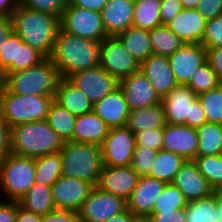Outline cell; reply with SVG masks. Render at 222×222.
Listing matches in <instances>:
<instances>
[{
    "mask_svg": "<svg viewBox=\"0 0 222 222\" xmlns=\"http://www.w3.org/2000/svg\"><path fill=\"white\" fill-rule=\"evenodd\" d=\"M198 135L196 128L184 124L166 123L163 128V149L194 160L197 155Z\"/></svg>",
    "mask_w": 222,
    "mask_h": 222,
    "instance_id": "cell-16",
    "label": "cell"
},
{
    "mask_svg": "<svg viewBox=\"0 0 222 222\" xmlns=\"http://www.w3.org/2000/svg\"><path fill=\"white\" fill-rule=\"evenodd\" d=\"M68 0H18V5L33 11H41L61 18Z\"/></svg>",
    "mask_w": 222,
    "mask_h": 222,
    "instance_id": "cell-44",
    "label": "cell"
},
{
    "mask_svg": "<svg viewBox=\"0 0 222 222\" xmlns=\"http://www.w3.org/2000/svg\"><path fill=\"white\" fill-rule=\"evenodd\" d=\"M67 79L94 104L119 87V81L100 65L78 71Z\"/></svg>",
    "mask_w": 222,
    "mask_h": 222,
    "instance_id": "cell-12",
    "label": "cell"
},
{
    "mask_svg": "<svg viewBox=\"0 0 222 222\" xmlns=\"http://www.w3.org/2000/svg\"><path fill=\"white\" fill-rule=\"evenodd\" d=\"M185 222H218L216 190L210 196L188 202Z\"/></svg>",
    "mask_w": 222,
    "mask_h": 222,
    "instance_id": "cell-35",
    "label": "cell"
},
{
    "mask_svg": "<svg viewBox=\"0 0 222 222\" xmlns=\"http://www.w3.org/2000/svg\"><path fill=\"white\" fill-rule=\"evenodd\" d=\"M10 153V127L0 114V160Z\"/></svg>",
    "mask_w": 222,
    "mask_h": 222,
    "instance_id": "cell-53",
    "label": "cell"
},
{
    "mask_svg": "<svg viewBox=\"0 0 222 222\" xmlns=\"http://www.w3.org/2000/svg\"><path fill=\"white\" fill-rule=\"evenodd\" d=\"M158 151L143 146H135L131 168L134 169L139 176L147 175L152 168L153 162Z\"/></svg>",
    "mask_w": 222,
    "mask_h": 222,
    "instance_id": "cell-43",
    "label": "cell"
},
{
    "mask_svg": "<svg viewBox=\"0 0 222 222\" xmlns=\"http://www.w3.org/2000/svg\"><path fill=\"white\" fill-rule=\"evenodd\" d=\"M139 70L148 78L161 99L178 85L168 56L152 54L140 63Z\"/></svg>",
    "mask_w": 222,
    "mask_h": 222,
    "instance_id": "cell-19",
    "label": "cell"
},
{
    "mask_svg": "<svg viewBox=\"0 0 222 222\" xmlns=\"http://www.w3.org/2000/svg\"><path fill=\"white\" fill-rule=\"evenodd\" d=\"M64 140L46 120L20 124L10 128V153L23 157H39L58 153Z\"/></svg>",
    "mask_w": 222,
    "mask_h": 222,
    "instance_id": "cell-3",
    "label": "cell"
},
{
    "mask_svg": "<svg viewBox=\"0 0 222 222\" xmlns=\"http://www.w3.org/2000/svg\"><path fill=\"white\" fill-rule=\"evenodd\" d=\"M62 175V156L60 152L35 158V183L52 186Z\"/></svg>",
    "mask_w": 222,
    "mask_h": 222,
    "instance_id": "cell-34",
    "label": "cell"
},
{
    "mask_svg": "<svg viewBox=\"0 0 222 222\" xmlns=\"http://www.w3.org/2000/svg\"><path fill=\"white\" fill-rule=\"evenodd\" d=\"M196 10L206 19H213L222 13V0H200Z\"/></svg>",
    "mask_w": 222,
    "mask_h": 222,
    "instance_id": "cell-49",
    "label": "cell"
},
{
    "mask_svg": "<svg viewBox=\"0 0 222 222\" xmlns=\"http://www.w3.org/2000/svg\"><path fill=\"white\" fill-rule=\"evenodd\" d=\"M13 33V24L10 17H0V52L9 36Z\"/></svg>",
    "mask_w": 222,
    "mask_h": 222,
    "instance_id": "cell-56",
    "label": "cell"
},
{
    "mask_svg": "<svg viewBox=\"0 0 222 222\" xmlns=\"http://www.w3.org/2000/svg\"><path fill=\"white\" fill-rule=\"evenodd\" d=\"M182 9L180 0H161L159 13L162 25H167Z\"/></svg>",
    "mask_w": 222,
    "mask_h": 222,
    "instance_id": "cell-47",
    "label": "cell"
},
{
    "mask_svg": "<svg viewBox=\"0 0 222 222\" xmlns=\"http://www.w3.org/2000/svg\"><path fill=\"white\" fill-rule=\"evenodd\" d=\"M183 9H196L200 0H180Z\"/></svg>",
    "mask_w": 222,
    "mask_h": 222,
    "instance_id": "cell-61",
    "label": "cell"
},
{
    "mask_svg": "<svg viewBox=\"0 0 222 222\" xmlns=\"http://www.w3.org/2000/svg\"><path fill=\"white\" fill-rule=\"evenodd\" d=\"M134 0H108L101 10L107 36L117 37L133 26Z\"/></svg>",
    "mask_w": 222,
    "mask_h": 222,
    "instance_id": "cell-23",
    "label": "cell"
},
{
    "mask_svg": "<svg viewBox=\"0 0 222 222\" xmlns=\"http://www.w3.org/2000/svg\"><path fill=\"white\" fill-rule=\"evenodd\" d=\"M119 87L124 93L130 111L161 103V98L151 82L140 70L120 80Z\"/></svg>",
    "mask_w": 222,
    "mask_h": 222,
    "instance_id": "cell-15",
    "label": "cell"
},
{
    "mask_svg": "<svg viewBox=\"0 0 222 222\" xmlns=\"http://www.w3.org/2000/svg\"><path fill=\"white\" fill-rule=\"evenodd\" d=\"M196 98L197 95L187 85H177L161 99L166 123L186 125V119H190L191 103Z\"/></svg>",
    "mask_w": 222,
    "mask_h": 222,
    "instance_id": "cell-24",
    "label": "cell"
},
{
    "mask_svg": "<svg viewBox=\"0 0 222 222\" xmlns=\"http://www.w3.org/2000/svg\"><path fill=\"white\" fill-rule=\"evenodd\" d=\"M93 112L98 115L109 128L126 126L129 107L120 87L107 94L93 104Z\"/></svg>",
    "mask_w": 222,
    "mask_h": 222,
    "instance_id": "cell-21",
    "label": "cell"
},
{
    "mask_svg": "<svg viewBox=\"0 0 222 222\" xmlns=\"http://www.w3.org/2000/svg\"><path fill=\"white\" fill-rule=\"evenodd\" d=\"M60 29L68 34L99 42L108 37L100 12L69 3L60 18Z\"/></svg>",
    "mask_w": 222,
    "mask_h": 222,
    "instance_id": "cell-8",
    "label": "cell"
},
{
    "mask_svg": "<svg viewBox=\"0 0 222 222\" xmlns=\"http://www.w3.org/2000/svg\"><path fill=\"white\" fill-rule=\"evenodd\" d=\"M109 127L93 111L76 116L73 141L101 146L108 135Z\"/></svg>",
    "mask_w": 222,
    "mask_h": 222,
    "instance_id": "cell-25",
    "label": "cell"
},
{
    "mask_svg": "<svg viewBox=\"0 0 222 222\" xmlns=\"http://www.w3.org/2000/svg\"><path fill=\"white\" fill-rule=\"evenodd\" d=\"M216 205L218 213V222H222V190H216Z\"/></svg>",
    "mask_w": 222,
    "mask_h": 222,
    "instance_id": "cell-60",
    "label": "cell"
},
{
    "mask_svg": "<svg viewBox=\"0 0 222 222\" xmlns=\"http://www.w3.org/2000/svg\"><path fill=\"white\" fill-rule=\"evenodd\" d=\"M206 115L198 98L191 103L190 119H186V125L192 128H198L206 123Z\"/></svg>",
    "mask_w": 222,
    "mask_h": 222,
    "instance_id": "cell-51",
    "label": "cell"
},
{
    "mask_svg": "<svg viewBox=\"0 0 222 222\" xmlns=\"http://www.w3.org/2000/svg\"><path fill=\"white\" fill-rule=\"evenodd\" d=\"M199 172L214 190H222V158L220 155L196 156Z\"/></svg>",
    "mask_w": 222,
    "mask_h": 222,
    "instance_id": "cell-37",
    "label": "cell"
},
{
    "mask_svg": "<svg viewBox=\"0 0 222 222\" xmlns=\"http://www.w3.org/2000/svg\"><path fill=\"white\" fill-rule=\"evenodd\" d=\"M74 116L93 111L92 102L67 78H60L54 99Z\"/></svg>",
    "mask_w": 222,
    "mask_h": 222,
    "instance_id": "cell-26",
    "label": "cell"
},
{
    "mask_svg": "<svg viewBox=\"0 0 222 222\" xmlns=\"http://www.w3.org/2000/svg\"><path fill=\"white\" fill-rule=\"evenodd\" d=\"M18 211V201L0 199V222H15Z\"/></svg>",
    "mask_w": 222,
    "mask_h": 222,
    "instance_id": "cell-52",
    "label": "cell"
},
{
    "mask_svg": "<svg viewBox=\"0 0 222 222\" xmlns=\"http://www.w3.org/2000/svg\"><path fill=\"white\" fill-rule=\"evenodd\" d=\"M5 75L6 89L13 94L51 96L54 99L61 78L49 57L36 66Z\"/></svg>",
    "mask_w": 222,
    "mask_h": 222,
    "instance_id": "cell-5",
    "label": "cell"
},
{
    "mask_svg": "<svg viewBox=\"0 0 222 222\" xmlns=\"http://www.w3.org/2000/svg\"><path fill=\"white\" fill-rule=\"evenodd\" d=\"M19 206L26 211L44 216L55 210L51 186L35 183L29 191L18 200Z\"/></svg>",
    "mask_w": 222,
    "mask_h": 222,
    "instance_id": "cell-29",
    "label": "cell"
},
{
    "mask_svg": "<svg viewBox=\"0 0 222 222\" xmlns=\"http://www.w3.org/2000/svg\"><path fill=\"white\" fill-rule=\"evenodd\" d=\"M42 222H79V213L70 210L55 209L43 216Z\"/></svg>",
    "mask_w": 222,
    "mask_h": 222,
    "instance_id": "cell-50",
    "label": "cell"
},
{
    "mask_svg": "<svg viewBox=\"0 0 222 222\" xmlns=\"http://www.w3.org/2000/svg\"><path fill=\"white\" fill-rule=\"evenodd\" d=\"M149 222H185V209L172 211H152L147 217Z\"/></svg>",
    "mask_w": 222,
    "mask_h": 222,
    "instance_id": "cell-48",
    "label": "cell"
},
{
    "mask_svg": "<svg viewBox=\"0 0 222 222\" xmlns=\"http://www.w3.org/2000/svg\"><path fill=\"white\" fill-rule=\"evenodd\" d=\"M108 0H68L70 5L101 12Z\"/></svg>",
    "mask_w": 222,
    "mask_h": 222,
    "instance_id": "cell-55",
    "label": "cell"
},
{
    "mask_svg": "<svg viewBox=\"0 0 222 222\" xmlns=\"http://www.w3.org/2000/svg\"><path fill=\"white\" fill-rule=\"evenodd\" d=\"M94 187L88 181L61 175L51 186L55 209L78 212Z\"/></svg>",
    "mask_w": 222,
    "mask_h": 222,
    "instance_id": "cell-13",
    "label": "cell"
},
{
    "mask_svg": "<svg viewBox=\"0 0 222 222\" xmlns=\"http://www.w3.org/2000/svg\"><path fill=\"white\" fill-rule=\"evenodd\" d=\"M22 39L14 32L9 36L0 52V68L5 73L16 72L17 44H22Z\"/></svg>",
    "mask_w": 222,
    "mask_h": 222,
    "instance_id": "cell-42",
    "label": "cell"
},
{
    "mask_svg": "<svg viewBox=\"0 0 222 222\" xmlns=\"http://www.w3.org/2000/svg\"><path fill=\"white\" fill-rule=\"evenodd\" d=\"M219 84L221 83L217 78L216 72L210 66L209 62L206 61L193 72L187 86L198 96L201 93L216 88Z\"/></svg>",
    "mask_w": 222,
    "mask_h": 222,
    "instance_id": "cell-40",
    "label": "cell"
},
{
    "mask_svg": "<svg viewBox=\"0 0 222 222\" xmlns=\"http://www.w3.org/2000/svg\"><path fill=\"white\" fill-rule=\"evenodd\" d=\"M10 18L13 32L23 42L36 48L46 57L51 56L60 29L59 17L17 5Z\"/></svg>",
    "mask_w": 222,
    "mask_h": 222,
    "instance_id": "cell-2",
    "label": "cell"
},
{
    "mask_svg": "<svg viewBox=\"0 0 222 222\" xmlns=\"http://www.w3.org/2000/svg\"><path fill=\"white\" fill-rule=\"evenodd\" d=\"M166 183L148 175L140 176L136 187L127 200V209L135 217H148L157 197L162 192Z\"/></svg>",
    "mask_w": 222,
    "mask_h": 222,
    "instance_id": "cell-17",
    "label": "cell"
},
{
    "mask_svg": "<svg viewBox=\"0 0 222 222\" xmlns=\"http://www.w3.org/2000/svg\"><path fill=\"white\" fill-rule=\"evenodd\" d=\"M165 125V110L162 103L131 110L126 123V127L133 133L145 129L164 128Z\"/></svg>",
    "mask_w": 222,
    "mask_h": 222,
    "instance_id": "cell-27",
    "label": "cell"
},
{
    "mask_svg": "<svg viewBox=\"0 0 222 222\" xmlns=\"http://www.w3.org/2000/svg\"><path fill=\"white\" fill-rule=\"evenodd\" d=\"M188 204L183 192L172 183L165 184L157 197L152 211L185 209Z\"/></svg>",
    "mask_w": 222,
    "mask_h": 222,
    "instance_id": "cell-38",
    "label": "cell"
},
{
    "mask_svg": "<svg viewBox=\"0 0 222 222\" xmlns=\"http://www.w3.org/2000/svg\"><path fill=\"white\" fill-rule=\"evenodd\" d=\"M134 217L135 216L128 209H126L121 213L113 215L105 222H131Z\"/></svg>",
    "mask_w": 222,
    "mask_h": 222,
    "instance_id": "cell-59",
    "label": "cell"
},
{
    "mask_svg": "<svg viewBox=\"0 0 222 222\" xmlns=\"http://www.w3.org/2000/svg\"><path fill=\"white\" fill-rule=\"evenodd\" d=\"M206 22L196 9H182L166 26L183 43L202 44Z\"/></svg>",
    "mask_w": 222,
    "mask_h": 222,
    "instance_id": "cell-22",
    "label": "cell"
},
{
    "mask_svg": "<svg viewBox=\"0 0 222 222\" xmlns=\"http://www.w3.org/2000/svg\"><path fill=\"white\" fill-rule=\"evenodd\" d=\"M153 54L170 56L184 43L166 25L149 30Z\"/></svg>",
    "mask_w": 222,
    "mask_h": 222,
    "instance_id": "cell-36",
    "label": "cell"
},
{
    "mask_svg": "<svg viewBox=\"0 0 222 222\" xmlns=\"http://www.w3.org/2000/svg\"><path fill=\"white\" fill-rule=\"evenodd\" d=\"M54 101L51 96H24L13 94L6 88L0 98V114L9 127L46 120L50 104Z\"/></svg>",
    "mask_w": 222,
    "mask_h": 222,
    "instance_id": "cell-7",
    "label": "cell"
},
{
    "mask_svg": "<svg viewBox=\"0 0 222 222\" xmlns=\"http://www.w3.org/2000/svg\"><path fill=\"white\" fill-rule=\"evenodd\" d=\"M197 98L204 109L207 122L222 124V83L216 88L199 94Z\"/></svg>",
    "mask_w": 222,
    "mask_h": 222,
    "instance_id": "cell-39",
    "label": "cell"
},
{
    "mask_svg": "<svg viewBox=\"0 0 222 222\" xmlns=\"http://www.w3.org/2000/svg\"><path fill=\"white\" fill-rule=\"evenodd\" d=\"M172 184L183 192L188 202L208 197L215 191L199 172L193 160L184 162L176 173Z\"/></svg>",
    "mask_w": 222,
    "mask_h": 222,
    "instance_id": "cell-20",
    "label": "cell"
},
{
    "mask_svg": "<svg viewBox=\"0 0 222 222\" xmlns=\"http://www.w3.org/2000/svg\"><path fill=\"white\" fill-rule=\"evenodd\" d=\"M126 209L127 201L125 199L102 191L95 186L78 211L79 222H105Z\"/></svg>",
    "mask_w": 222,
    "mask_h": 222,
    "instance_id": "cell-10",
    "label": "cell"
},
{
    "mask_svg": "<svg viewBox=\"0 0 222 222\" xmlns=\"http://www.w3.org/2000/svg\"><path fill=\"white\" fill-rule=\"evenodd\" d=\"M117 37L139 64L153 54L149 30L131 26Z\"/></svg>",
    "mask_w": 222,
    "mask_h": 222,
    "instance_id": "cell-28",
    "label": "cell"
},
{
    "mask_svg": "<svg viewBox=\"0 0 222 222\" xmlns=\"http://www.w3.org/2000/svg\"><path fill=\"white\" fill-rule=\"evenodd\" d=\"M6 88V75L3 69L0 68V98Z\"/></svg>",
    "mask_w": 222,
    "mask_h": 222,
    "instance_id": "cell-62",
    "label": "cell"
},
{
    "mask_svg": "<svg viewBox=\"0 0 222 222\" xmlns=\"http://www.w3.org/2000/svg\"><path fill=\"white\" fill-rule=\"evenodd\" d=\"M139 177L131 166H103L97 187L127 201L136 187Z\"/></svg>",
    "mask_w": 222,
    "mask_h": 222,
    "instance_id": "cell-18",
    "label": "cell"
},
{
    "mask_svg": "<svg viewBox=\"0 0 222 222\" xmlns=\"http://www.w3.org/2000/svg\"><path fill=\"white\" fill-rule=\"evenodd\" d=\"M99 65L118 81L138 71L140 66L115 36H108L101 42Z\"/></svg>",
    "mask_w": 222,
    "mask_h": 222,
    "instance_id": "cell-9",
    "label": "cell"
},
{
    "mask_svg": "<svg viewBox=\"0 0 222 222\" xmlns=\"http://www.w3.org/2000/svg\"><path fill=\"white\" fill-rule=\"evenodd\" d=\"M207 61L216 72L217 78L222 83V47L206 49Z\"/></svg>",
    "mask_w": 222,
    "mask_h": 222,
    "instance_id": "cell-54",
    "label": "cell"
},
{
    "mask_svg": "<svg viewBox=\"0 0 222 222\" xmlns=\"http://www.w3.org/2000/svg\"><path fill=\"white\" fill-rule=\"evenodd\" d=\"M131 222H149L147 217H134Z\"/></svg>",
    "mask_w": 222,
    "mask_h": 222,
    "instance_id": "cell-63",
    "label": "cell"
},
{
    "mask_svg": "<svg viewBox=\"0 0 222 222\" xmlns=\"http://www.w3.org/2000/svg\"><path fill=\"white\" fill-rule=\"evenodd\" d=\"M135 149V135L126 126L110 128L101 145L104 166H130Z\"/></svg>",
    "mask_w": 222,
    "mask_h": 222,
    "instance_id": "cell-11",
    "label": "cell"
},
{
    "mask_svg": "<svg viewBox=\"0 0 222 222\" xmlns=\"http://www.w3.org/2000/svg\"><path fill=\"white\" fill-rule=\"evenodd\" d=\"M76 116L55 100L50 104L46 122L65 141H73Z\"/></svg>",
    "mask_w": 222,
    "mask_h": 222,
    "instance_id": "cell-32",
    "label": "cell"
},
{
    "mask_svg": "<svg viewBox=\"0 0 222 222\" xmlns=\"http://www.w3.org/2000/svg\"><path fill=\"white\" fill-rule=\"evenodd\" d=\"M135 146H143L152 150L163 149V128L145 129L134 133Z\"/></svg>",
    "mask_w": 222,
    "mask_h": 222,
    "instance_id": "cell-46",
    "label": "cell"
},
{
    "mask_svg": "<svg viewBox=\"0 0 222 222\" xmlns=\"http://www.w3.org/2000/svg\"><path fill=\"white\" fill-rule=\"evenodd\" d=\"M43 216L24 210L19 206L15 222H42Z\"/></svg>",
    "mask_w": 222,
    "mask_h": 222,
    "instance_id": "cell-57",
    "label": "cell"
},
{
    "mask_svg": "<svg viewBox=\"0 0 222 222\" xmlns=\"http://www.w3.org/2000/svg\"><path fill=\"white\" fill-rule=\"evenodd\" d=\"M185 161L186 160L177 153L161 149L158 151L151 171L147 175L159 179L166 184L172 183L176 173Z\"/></svg>",
    "mask_w": 222,
    "mask_h": 222,
    "instance_id": "cell-30",
    "label": "cell"
},
{
    "mask_svg": "<svg viewBox=\"0 0 222 222\" xmlns=\"http://www.w3.org/2000/svg\"><path fill=\"white\" fill-rule=\"evenodd\" d=\"M198 147L196 156L219 155L222 148V124L206 122L196 128Z\"/></svg>",
    "mask_w": 222,
    "mask_h": 222,
    "instance_id": "cell-31",
    "label": "cell"
},
{
    "mask_svg": "<svg viewBox=\"0 0 222 222\" xmlns=\"http://www.w3.org/2000/svg\"><path fill=\"white\" fill-rule=\"evenodd\" d=\"M168 60L178 85H187L193 72L207 61L206 48L200 43H184Z\"/></svg>",
    "mask_w": 222,
    "mask_h": 222,
    "instance_id": "cell-14",
    "label": "cell"
},
{
    "mask_svg": "<svg viewBox=\"0 0 222 222\" xmlns=\"http://www.w3.org/2000/svg\"><path fill=\"white\" fill-rule=\"evenodd\" d=\"M62 176L88 181L97 186L103 168L101 146L93 143L65 141L59 151Z\"/></svg>",
    "mask_w": 222,
    "mask_h": 222,
    "instance_id": "cell-4",
    "label": "cell"
},
{
    "mask_svg": "<svg viewBox=\"0 0 222 222\" xmlns=\"http://www.w3.org/2000/svg\"><path fill=\"white\" fill-rule=\"evenodd\" d=\"M17 5L18 0H0V17H11Z\"/></svg>",
    "mask_w": 222,
    "mask_h": 222,
    "instance_id": "cell-58",
    "label": "cell"
},
{
    "mask_svg": "<svg viewBox=\"0 0 222 222\" xmlns=\"http://www.w3.org/2000/svg\"><path fill=\"white\" fill-rule=\"evenodd\" d=\"M219 155H220V157L222 158V148H221V151H220V154H219Z\"/></svg>",
    "mask_w": 222,
    "mask_h": 222,
    "instance_id": "cell-64",
    "label": "cell"
},
{
    "mask_svg": "<svg viewBox=\"0 0 222 222\" xmlns=\"http://www.w3.org/2000/svg\"><path fill=\"white\" fill-rule=\"evenodd\" d=\"M101 42L68 34L59 29L49 57L61 78L100 64Z\"/></svg>",
    "mask_w": 222,
    "mask_h": 222,
    "instance_id": "cell-1",
    "label": "cell"
},
{
    "mask_svg": "<svg viewBox=\"0 0 222 222\" xmlns=\"http://www.w3.org/2000/svg\"><path fill=\"white\" fill-rule=\"evenodd\" d=\"M202 45L206 49L222 47V13L207 20Z\"/></svg>",
    "mask_w": 222,
    "mask_h": 222,
    "instance_id": "cell-45",
    "label": "cell"
},
{
    "mask_svg": "<svg viewBox=\"0 0 222 222\" xmlns=\"http://www.w3.org/2000/svg\"><path fill=\"white\" fill-rule=\"evenodd\" d=\"M160 3L161 0H134L133 26L146 30L161 26Z\"/></svg>",
    "mask_w": 222,
    "mask_h": 222,
    "instance_id": "cell-33",
    "label": "cell"
},
{
    "mask_svg": "<svg viewBox=\"0 0 222 222\" xmlns=\"http://www.w3.org/2000/svg\"><path fill=\"white\" fill-rule=\"evenodd\" d=\"M34 184L35 158L9 153L0 160L2 200L18 201Z\"/></svg>",
    "mask_w": 222,
    "mask_h": 222,
    "instance_id": "cell-6",
    "label": "cell"
},
{
    "mask_svg": "<svg viewBox=\"0 0 222 222\" xmlns=\"http://www.w3.org/2000/svg\"><path fill=\"white\" fill-rule=\"evenodd\" d=\"M46 58L47 57L43 53L25 42L17 44L16 72L36 66Z\"/></svg>",
    "mask_w": 222,
    "mask_h": 222,
    "instance_id": "cell-41",
    "label": "cell"
}]
</instances>
